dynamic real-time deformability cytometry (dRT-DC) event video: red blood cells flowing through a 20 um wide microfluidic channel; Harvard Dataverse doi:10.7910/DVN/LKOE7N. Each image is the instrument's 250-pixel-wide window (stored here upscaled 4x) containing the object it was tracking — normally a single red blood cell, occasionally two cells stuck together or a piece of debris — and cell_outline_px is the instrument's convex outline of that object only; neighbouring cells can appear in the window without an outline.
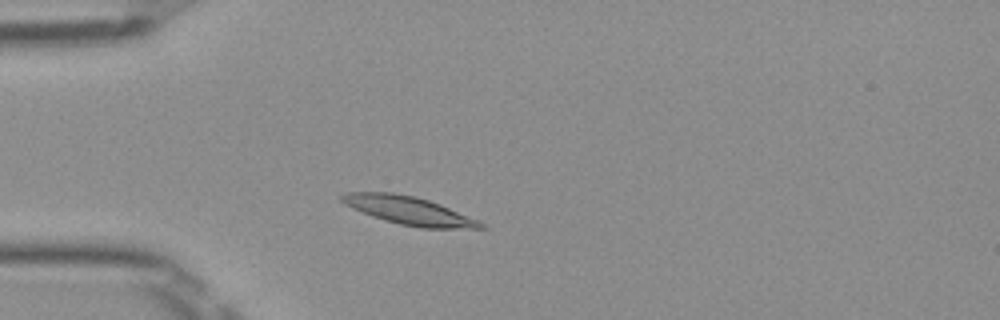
{"species": "Egyptian fruit bat (a non-hibernating species)", "species_latin": "Rousettus aegyptiacus", "temperature_condition": "room temperature", "stored_images_in_passage": 45, "camera_frame_rate_fps": 3000, "um_per_image_px": 0.085, "frame": {"image": 1, "passage_image": 8, "time_ms": 2.333, "image_size_px": [1000, 320], "cell_outline_px": [[488, 228], [420, 228], [400, 224], [384, 220], [372, 216], [352, 208], [344, 204], [340, 200], [340, 196], [348, 192], [392, 192], [416, 196], [440, 204], [480, 220]], "centroid_in_image_um": [34.77, 17.89], "position_along_channel_um": 50.2, "area_um2": 22.83}}
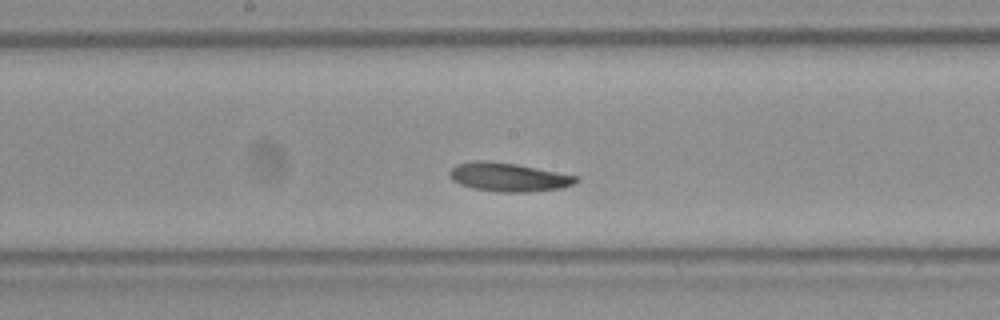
{"frame": {"image": 2, "passage_image": 21, "time_ms": 6.667, "image_size_px": [1000, 320], "cell_outline_px": [[580, 180], [572, 184], [560, 188], [528, 192], [500, 192], [472, 188], [460, 184], [452, 180], [448, 176], [448, 172], [456, 164], [476, 160], [488, 160], [516, 164], [580, 176]], "centroid_in_image_um": [43.2, 15.05], "position_along_channel_um": 205.0, "area_um2": 21.27}}
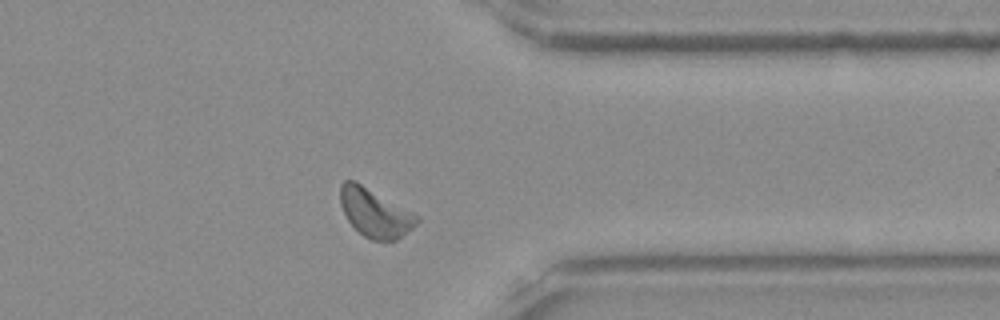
{"frame": {"image": 3, "passage_image": 35, "time_ms": 11.333, "image_size_px": [1000, 320], "cell_outline_px": [[420, 220], [412, 228], [396, 240], [372, 240], [364, 236], [348, 220], [340, 204], [340, 184], [344, 180], [356, 180], [420, 216]], "centroid_in_image_um": [31.87, 18.06], "position_along_channel_um": 379.5, "area_um2": 21.56}, "authors_computed_cell_mechanics": {"area_um2": 21.0392, "velocity_mm_per_s": 3.895, "shape_relaxation_time_tau1_ms": 4.3248, "shape_relaxation_time_tau2_ms": 3.4485, "deformation_change_tau1": 0.0904, "deformation_change_tau2": 0.0853}}